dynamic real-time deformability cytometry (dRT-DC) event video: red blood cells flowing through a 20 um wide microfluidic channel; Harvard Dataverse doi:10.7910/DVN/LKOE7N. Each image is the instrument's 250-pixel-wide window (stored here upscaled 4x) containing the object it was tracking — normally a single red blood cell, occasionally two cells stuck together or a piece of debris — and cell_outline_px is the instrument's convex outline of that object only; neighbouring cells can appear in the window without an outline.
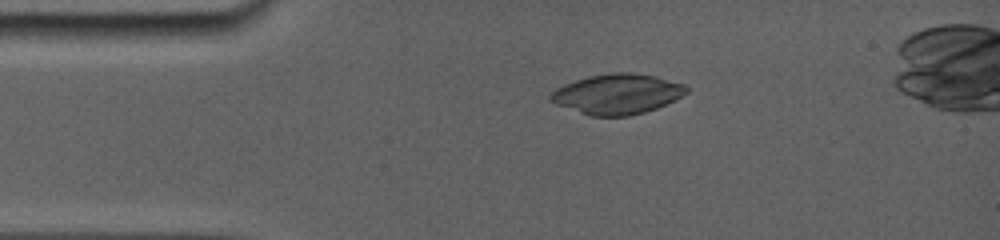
{"species": "common noctule bat (a hibernating species)", "species_latin": "Nyctalus noctula", "temperature_condition": "room temperature", "stored_images_in_passage": 5, "camera_frame_rate_fps": 5000, "um_per_image_px": 0.085, "animal": {"sex": "female", "body_mass_g": 19.0, "forearm_length_mm": 56.7}, "frame": {"image": 1, "passage_image": 1, "time_ms": 0.0, "image_size_px": [1000, 240], "cell_outline_px": [[692, 88], [688, 92], [656, 108], [644, 112], [628, 116], [592, 116], [556, 104], [548, 100], [548, 96], [556, 88], [564, 84], [588, 76], [612, 72], [632, 72], [656, 76], [684, 84]], "centroid_in_image_um": [52.46, 7.98], "position_along_channel_um": 32.5, "area_um2": 31.73}}